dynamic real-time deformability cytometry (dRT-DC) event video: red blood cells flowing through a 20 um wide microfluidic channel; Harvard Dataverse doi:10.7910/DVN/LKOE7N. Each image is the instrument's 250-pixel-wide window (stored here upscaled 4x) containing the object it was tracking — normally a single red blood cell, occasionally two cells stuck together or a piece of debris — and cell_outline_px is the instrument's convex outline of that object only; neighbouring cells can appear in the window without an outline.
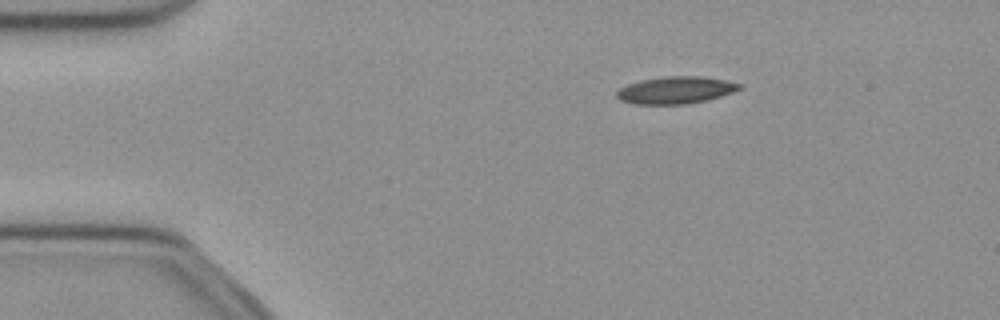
{"species": "common noctule bat (a hibernating species)", "species_latin": "Nyctalus noctula", "temperature_condition": "cold", "stored_images_in_passage": 52, "camera_frame_rate_fps": 3000, "um_per_image_px": 0.085, "animal": {"sex": "female", "body_mass_g": 21.9}, "frame": {"image": 1, "passage_image": 9, "time_ms": 2.667, "image_size_px": [1000, 320], "cell_outline_px": [[744, 88], [708, 100], [688, 104], [636, 104], [620, 100], [616, 96], [616, 92], [620, 88], [628, 84], [640, 80], [664, 76], [700, 76], [724, 80], [744, 84]], "centroid_in_image_um": [57.46, 7.66], "position_along_channel_um": 27.5, "area_um2": 19.54}}
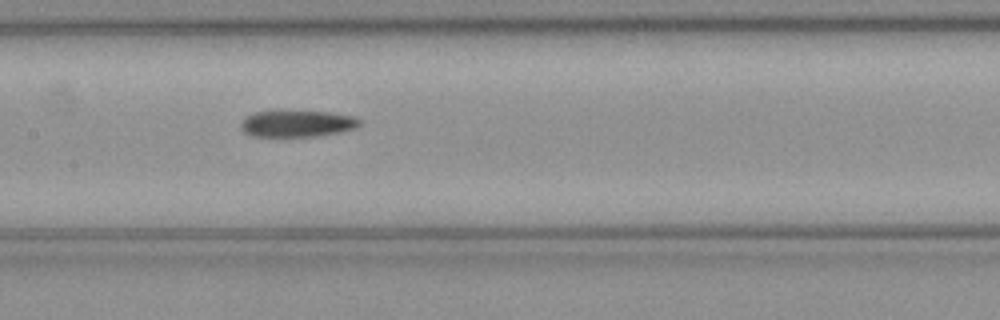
{"frame": {"image": 2, "passage_image": 25, "time_ms": 8.0, "image_size_px": [1000, 320], "cell_outline_px": [[360, 124], [356, 128], [340, 132], [316, 136], [252, 136], [244, 132], [240, 128], [240, 124], [252, 112], [328, 112], [352, 116], [360, 120]], "centroid_in_image_um": [25.26, 10.52], "position_along_channel_um": 182.1, "area_um2": 17.98}}
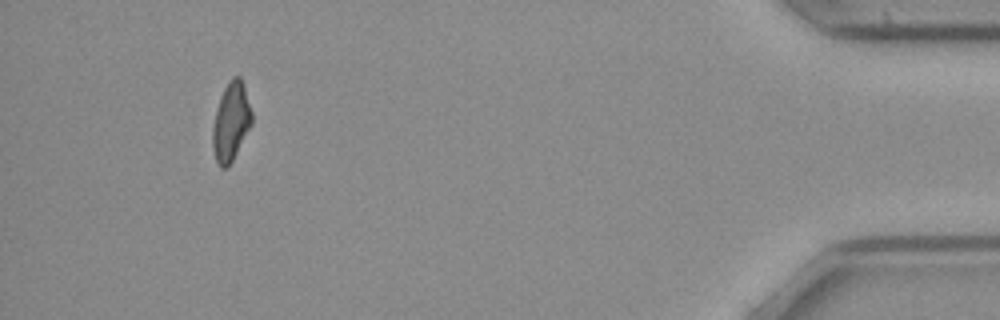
{"frame": {"image": 3, "passage_image": 48, "time_ms": 15.667, "image_size_px": [1000, 320], "cell_outline_px": [[252, 124], [232, 160], [224, 168], [220, 168], [216, 160], [212, 148], [212, 128], [220, 96], [228, 80], [232, 76], [240, 76], [244, 84], [252, 112]], "centroid_in_image_um": [19.63, 10.3], "position_along_channel_um": 415.6, "area_um2": 17.86}, "authors_computed_cell_mechanics": {"area_um2": 18.9584, "velocity_mm_per_s": 3.9834, "shape_relaxation_time_tau1_ms": 8.3501, "shape_relaxation_time_tau2_ms": null, "deformation_change_tau1": 0.1803, "deformation_change_tau2": null}}